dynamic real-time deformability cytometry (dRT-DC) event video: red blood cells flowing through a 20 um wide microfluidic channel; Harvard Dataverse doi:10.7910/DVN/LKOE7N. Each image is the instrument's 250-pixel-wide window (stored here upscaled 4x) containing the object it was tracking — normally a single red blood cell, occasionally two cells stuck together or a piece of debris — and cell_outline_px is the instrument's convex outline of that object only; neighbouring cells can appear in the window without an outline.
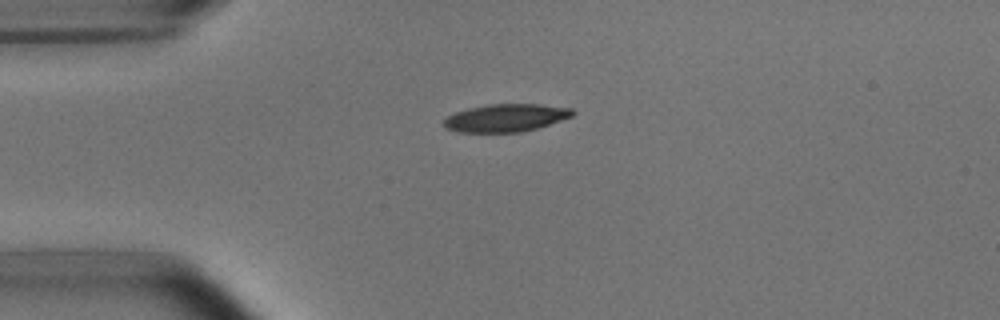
{"species": "common noctule bat (a hibernating species)", "species_latin": "Nyctalus noctula", "temperature_condition": "room temperature", "stored_images_in_passage": 4, "camera_frame_rate_fps": 3000, "um_per_image_px": 0.085, "animal": {"sex": "male", "body_mass_g": 15.6}, "frame": {"image": 1, "passage_image": 1, "time_ms": 0.0, "image_size_px": [1000, 320], "cell_outline_px": [[576, 112], [572, 116], [536, 128], [520, 132], [460, 132], [444, 128], [444, 120], [448, 116], [456, 112], [468, 108], [488, 104], [536, 104], [572, 108]], "centroid_in_image_um": [42.98, 10.01], "position_along_channel_um": 42.0, "area_um2": 20.63}}
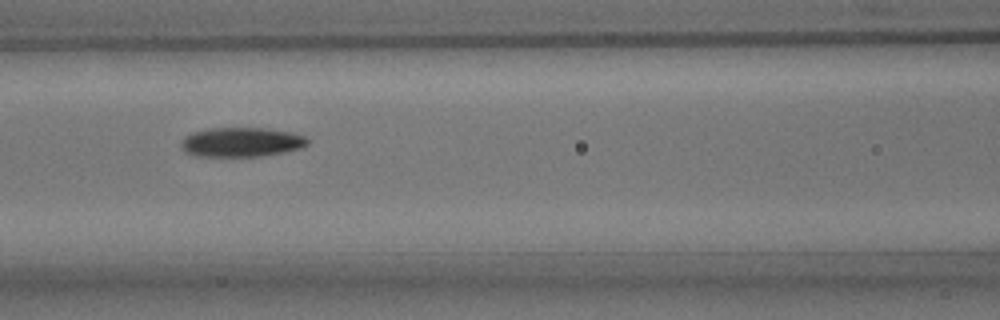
{"frame": {"image": 2, "passage_image": 4, "time_ms": 3.333, "image_size_px": [1000, 320], "cell_outline_px": [[308, 144], [304, 148], [284, 152], [260, 156], [196, 156], [184, 152], [180, 144], [188, 136], [196, 132], [212, 128], [264, 128], [292, 132], [304, 136], [308, 140]], "centroid_in_image_um": [20.58, 12.09], "position_along_channel_um": 146.0, "area_um2": 21.5}}